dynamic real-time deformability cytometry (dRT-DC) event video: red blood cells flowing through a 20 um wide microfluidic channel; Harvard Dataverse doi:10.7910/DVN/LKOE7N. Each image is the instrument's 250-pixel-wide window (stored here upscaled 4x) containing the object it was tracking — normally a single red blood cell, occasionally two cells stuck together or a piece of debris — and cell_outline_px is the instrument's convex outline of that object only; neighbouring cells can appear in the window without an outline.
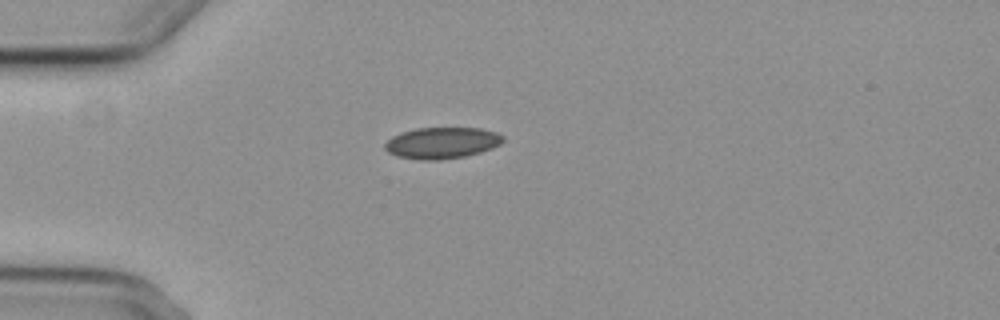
{"species": "common noctule bat (a hibernating species)", "species_latin": "Nyctalus noctula", "temperature_condition": "cold", "stored_images_in_passage": 6, "camera_frame_rate_fps": 3000, "um_per_image_px": 0.085, "animal": {"sex": "female", "body_mass_g": 29.2, "forearm_length_mm": 56.3}, "frame": {"image": 1, "passage_image": 1, "time_ms": 0.0, "image_size_px": [1000, 320], "cell_outline_px": [[504, 140], [500, 144], [492, 148], [480, 152], [464, 156], [436, 160], [424, 160], [396, 156], [388, 152], [384, 148], [384, 144], [392, 136], [400, 132], [416, 128], [480, 128], [496, 132], [504, 136]], "centroid_in_image_um": [37.55, 12.14], "position_along_channel_um": 47.5, "area_um2": 21.56}}
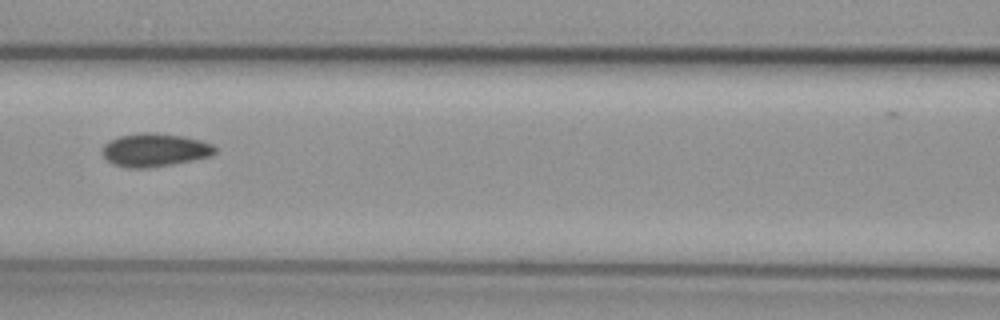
{"frame": {"image": 2, "passage_image": 4, "time_ms": 3.333, "image_size_px": [1000, 320], "cell_outline_px": [[216, 152], [212, 156], [172, 164], [148, 168], [128, 168], [112, 164], [104, 156], [100, 148], [104, 144], [120, 136], [140, 132], [156, 132], [184, 136], [200, 140], [212, 144], [216, 148]], "centroid_in_image_um": [13.15, 12.74], "position_along_channel_um": 153.5, "area_um2": 21.96}}
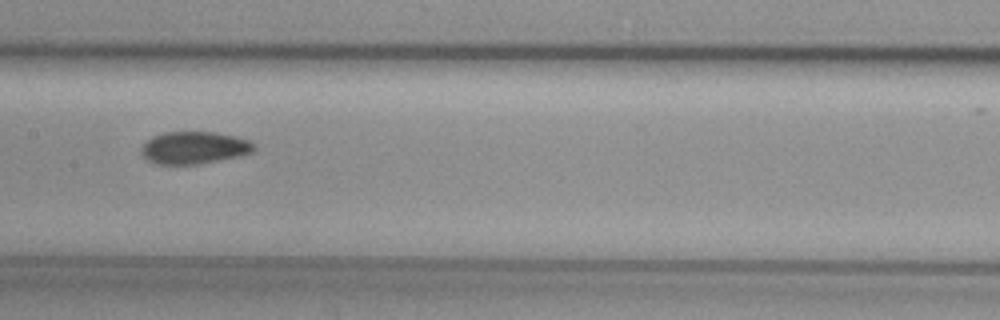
{"frame": {"image": 3, "passage_image": 5, "time_ms": 4.333, "image_size_px": [1000, 320], "cell_outline_px": [[256, 148], [252, 152], [240, 156], [196, 164], [152, 164], [144, 160], [140, 152], [140, 148], [152, 136], [164, 132], [216, 132], [236, 136], [248, 140], [256, 144]], "centroid_in_image_um": [16.47, 12.56], "position_along_channel_um": 190.9, "area_um2": 21.5}}